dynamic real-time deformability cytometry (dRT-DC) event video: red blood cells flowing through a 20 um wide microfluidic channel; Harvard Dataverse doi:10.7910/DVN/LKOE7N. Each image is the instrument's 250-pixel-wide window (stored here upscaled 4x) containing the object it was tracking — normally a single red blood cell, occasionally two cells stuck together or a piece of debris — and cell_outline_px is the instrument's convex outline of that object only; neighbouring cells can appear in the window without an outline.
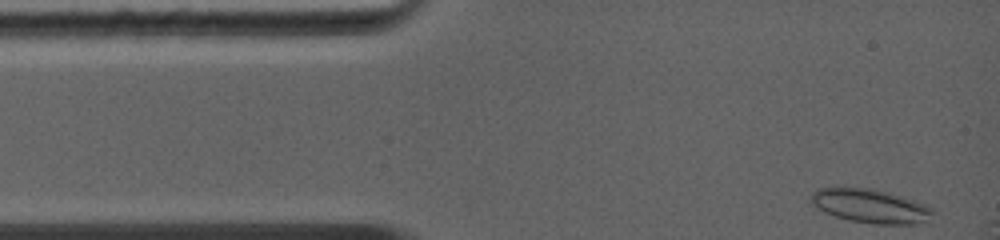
{"species": "common noctule bat (a hibernating species)", "species_latin": "Nyctalus noctula", "temperature_condition": "warm", "stored_images_in_passage": 13, "camera_frame_rate_fps": 5000, "um_per_image_px": 0.085, "animal": {"sex": "female", "body_mass_g": 19.0, "forearm_length_mm": 56.7}, "frame": {"image": 1, "passage_image": 1, "time_ms": 0.0, "image_size_px": [1000, 240], "cell_outline_px": [[932, 212], [924, 220], [916, 224], [876, 224], [848, 220], [824, 212], [812, 204], [808, 200], [812, 192], [816, 188], [832, 184], [872, 188], [888, 192], [924, 204], [932, 208]], "centroid_in_image_um": [73.81, 17.45], "position_along_channel_um": 11.2, "area_um2": 24.51}}